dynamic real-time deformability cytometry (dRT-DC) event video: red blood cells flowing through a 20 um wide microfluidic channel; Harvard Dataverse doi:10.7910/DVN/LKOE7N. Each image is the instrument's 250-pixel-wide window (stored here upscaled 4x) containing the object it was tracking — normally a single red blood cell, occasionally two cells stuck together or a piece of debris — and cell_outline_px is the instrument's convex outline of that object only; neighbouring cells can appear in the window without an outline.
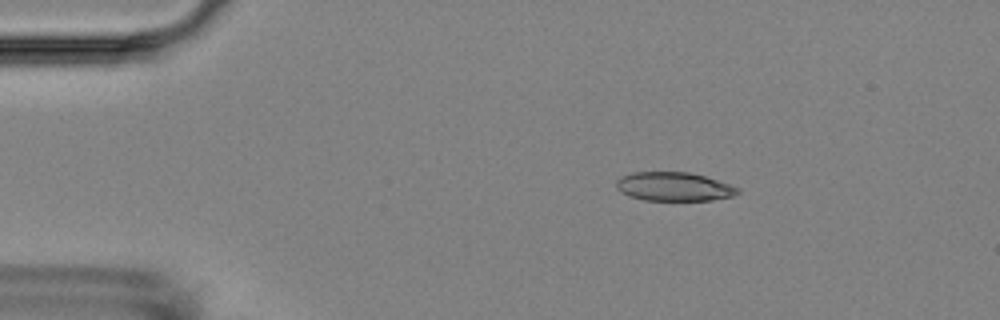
{"species": "Egyptian fruit bat (a non-hibernating species)", "species_latin": "Rousettus aegyptiacus", "temperature_condition": "room temperature", "stored_images_in_passage": 3, "camera_frame_rate_fps": 3000, "um_per_image_px": 0.085, "animal": {"sex": "female"}, "frame": {"image": 1, "passage_image": 2, "time_ms": 1.333, "image_size_px": [1000, 320], "cell_outline_px": [[740, 192], [732, 196], [712, 200], [644, 200], [628, 196], [620, 192], [616, 188], [616, 180], [620, 176], [632, 172], [688, 172], [704, 176], [740, 188]], "centroid_in_image_um": [57.23, 15.86], "position_along_channel_um": 27.8, "area_um2": 20.4}}